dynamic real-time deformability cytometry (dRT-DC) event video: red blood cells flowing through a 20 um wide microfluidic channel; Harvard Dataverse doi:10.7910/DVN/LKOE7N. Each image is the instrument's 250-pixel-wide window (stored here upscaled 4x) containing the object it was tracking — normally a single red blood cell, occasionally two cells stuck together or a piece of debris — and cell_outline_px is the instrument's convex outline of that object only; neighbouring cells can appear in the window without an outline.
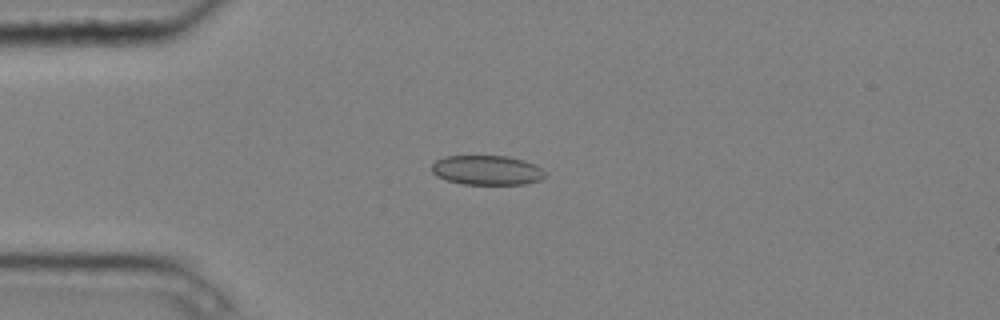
{"species": "common noctule bat (a hibernating species)", "species_latin": "Nyctalus noctula", "temperature_condition": "cold", "stored_images_in_passage": 3, "camera_frame_rate_fps": 3000, "um_per_image_px": 0.085, "animal": {"sex": "male", "body_mass_g": 20.4}, "frame": {"image": 1, "passage_image": 3, "time_ms": 0.667, "image_size_px": [1000, 320], "cell_outline_px": [[548, 176], [540, 180], [524, 184], [464, 184], [448, 180], [436, 176], [432, 172], [432, 164], [436, 160], [444, 156], [508, 156], [524, 160], [536, 164]], "centroid_in_image_um": [41.41, 14.46], "position_along_channel_um": 43.6, "area_um2": 19.59}}